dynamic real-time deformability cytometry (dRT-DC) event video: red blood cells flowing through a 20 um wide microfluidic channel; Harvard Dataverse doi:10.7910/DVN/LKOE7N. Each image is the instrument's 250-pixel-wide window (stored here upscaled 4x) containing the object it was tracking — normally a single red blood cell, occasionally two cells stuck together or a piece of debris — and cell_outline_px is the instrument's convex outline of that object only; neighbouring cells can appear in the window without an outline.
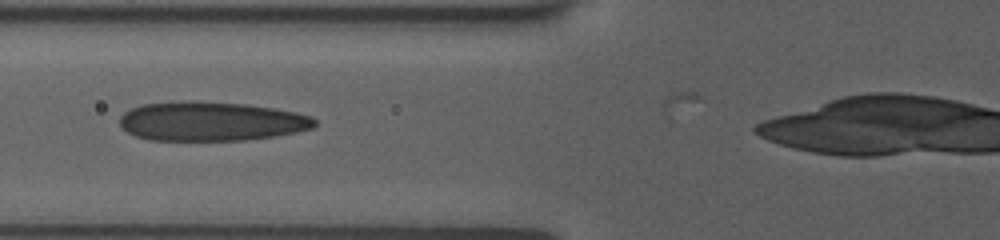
{"species": "human", "species_latin": "Homo sapiens", "temperature_condition": "room temperature", "stored_images_in_passage": 35, "camera_frame_rate_fps": 3000, "um_per_image_px": 0.085, "donor": {"sex": "female"}, "frame": {"image": 1, "passage_image": 26, "time_ms": 8.333, "image_size_px": [1000, 240], "cell_outline_px": [[316, 124], [312, 128], [296, 132], [276, 136], [244, 140], [148, 140], [136, 136], [128, 132], [120, 124], [120, 116], [124, 112], [132, 108], [144, 104], [188, 100], [248, 104], [296, 112], [312, 116], [316, 120]], "centroid_in_image_um": [17.96, 10.31], "position_along_channel_um": 107.8, "area_um2": 44.62}}
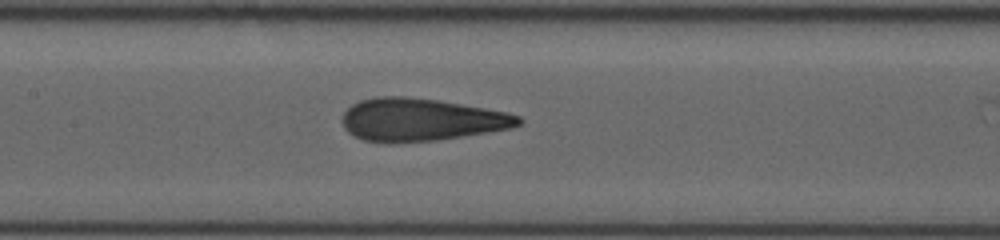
{"frame": {"image": 2, "passage_image": 31, "time_ms": 10.0, "image_size_px": [1000, 240], "cell_outline_px": [[524, 120], [520, 124], [512, 128], [436, 140], [396, 144], [384, 144], [364, 140], [352, 136], [344, 128], [340, 120], [344, 112], [352, 104], [360, 100], [376, 96], [404, 96], [440, 100], [508, 112], [520, 116]], "centroid_in_image_um": [35.74, 10.18], "position_along_channel_um": 171.7, "area_um2": 44.51}}